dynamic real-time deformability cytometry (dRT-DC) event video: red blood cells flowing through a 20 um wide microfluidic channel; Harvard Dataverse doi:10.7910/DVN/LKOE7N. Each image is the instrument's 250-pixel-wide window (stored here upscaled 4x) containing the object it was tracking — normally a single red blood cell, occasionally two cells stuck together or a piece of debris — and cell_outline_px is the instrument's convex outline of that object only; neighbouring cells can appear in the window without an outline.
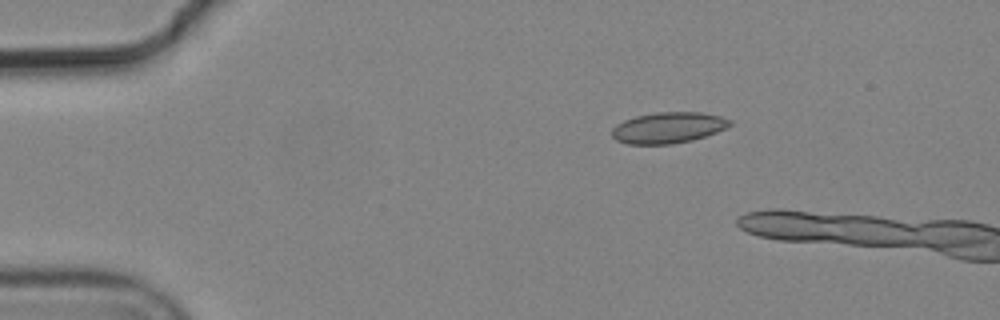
{"species": "common noctule bat (a hibernating species)", "species_latin": "Nyctalus noctula", "temperature_condition": "cold", "stored_images_in_passage": 4, "camera_frame_rate_fps": 3000, "um_per_image_px": 0.085, "animal": {"sex": "male", "body_mass_g": 19.2, "forearm_length_mm": 51.8}, "frame": {"image": 1, "passage_image": 2, "time_ms": 0.333, "image_size_px": [1000, 320], "cell_outline_px": [[732, 124], [716, 132], [692, 140], [672, 144], [628, 144], [616, 140], [612, 136], [612, 128], [616, 124], [624, 120], [636, 116], [656, 112], [700, 112], [720, 116], [732, 120]], "centroid_in_image_um": [56.78, 10.85], "position_along_channel_um": 28.2, "area_um2": 21.27}}